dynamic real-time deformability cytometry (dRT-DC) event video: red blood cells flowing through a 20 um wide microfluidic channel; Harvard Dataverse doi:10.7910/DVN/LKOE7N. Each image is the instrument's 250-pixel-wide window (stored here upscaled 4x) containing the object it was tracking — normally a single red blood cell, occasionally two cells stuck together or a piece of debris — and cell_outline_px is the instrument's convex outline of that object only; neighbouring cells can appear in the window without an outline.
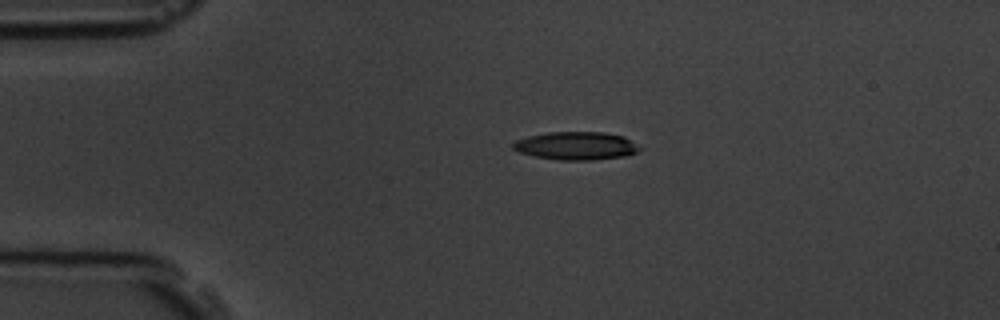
{"species": "common noctule bat (a hibernating species)", "species_latin": "Nyctalus noctula", "temperature_condition": "room temperature", "stored_images_in_passage": 2, "camera_frame_rate_fps": 3000, "um_per_image_px": 0.085, "animal": {"sex": "male", "body_mass_g": 19.5, "forearm_length_mm": 54.6}, "frame": {"image": 1, "passage_image": 1, "time_ms": 0.0, "image_size_px": [1000, 320], "cell_outline_px": [[644, 148], [636, 152], [624, 156], [592, 160], [556, 160], [536, 156], [520, 152], [512, 148], [512, 144], [516, 140], [528, 136], [548, 132], [604, 132], [624, 136]], "centroid_in_image_um": [49.0, 12.39], "position_along_channel_um": 36.0, "area_um2": 20.75}}